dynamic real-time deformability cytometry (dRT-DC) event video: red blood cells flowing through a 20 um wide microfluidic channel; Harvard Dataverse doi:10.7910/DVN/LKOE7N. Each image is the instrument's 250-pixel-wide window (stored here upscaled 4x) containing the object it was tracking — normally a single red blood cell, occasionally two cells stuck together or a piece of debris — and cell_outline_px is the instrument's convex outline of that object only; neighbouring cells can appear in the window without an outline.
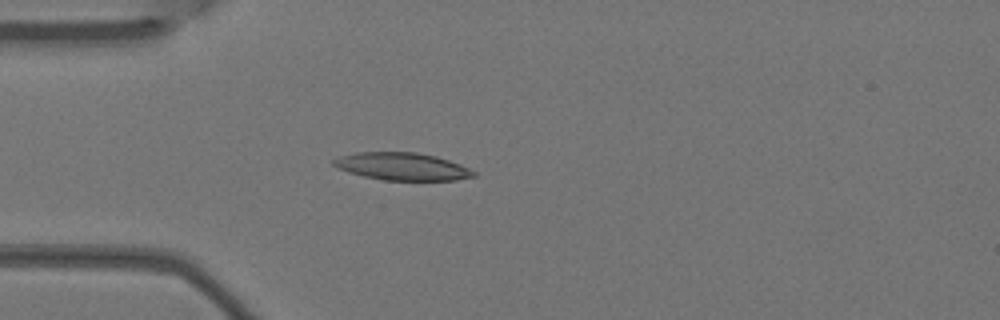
{"species": "Egyptian fruit bat (a non-hibernating species)", "species_latin": "Rousettus aegyptiacus", "temperature_condition": "warm", "stored_images_in_passage": 3, "camera_frame_rate_fps": 3000, "um_per_image_px": 0.085, "animal": {"sex": "female"}, "frame": {"image": 1, "passage_image": 3, "time_ms": 0.667, "image_size_px": [1000, 320], "cell_outline_px": [[476, 176], [456, 180], [384, 180], [364, 176], [348, 172], [336, 168], [332, 164], [332, 160], [340, 156], [356, 152], [416, 152], [436, 156], [460, 164], [476, 172]], "centroid_in_image_um": [34.16, 14.14], "position_along_channel_um": 50.8, "area_um2": 22.48}}